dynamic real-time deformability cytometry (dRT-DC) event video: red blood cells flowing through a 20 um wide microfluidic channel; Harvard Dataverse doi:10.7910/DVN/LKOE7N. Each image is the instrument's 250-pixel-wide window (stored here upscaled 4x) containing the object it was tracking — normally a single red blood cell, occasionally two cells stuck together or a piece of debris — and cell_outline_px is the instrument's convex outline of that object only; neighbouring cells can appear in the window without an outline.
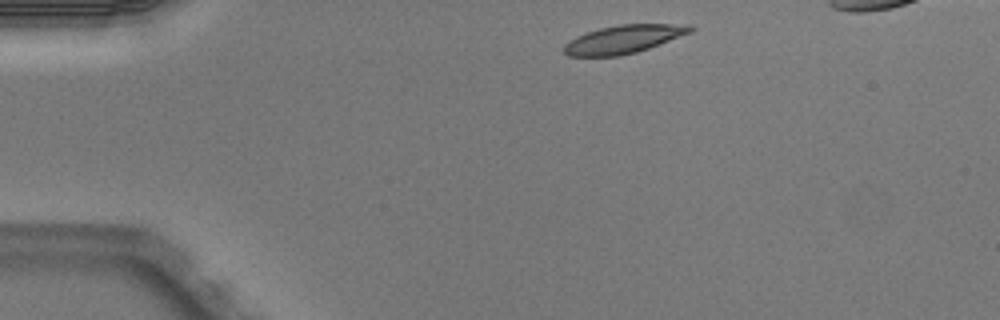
{"species": "Egyptian fruit bat (a non-hibernating species)", "species_latin": "Rousettus aegyptiacus", "temperature_condition": "warm", "stored_images_in_passage": 3, "camera_frame_rate_fps": 3000, "um_per_image_px": 0.085, "animal": {"sex": "male"}, "frame": {"image": 1, "passage_image": 1, "time_ms": 0.0, "image_size_px": [1000, 320], "cell_outline_px": [[696, 28], [692, 32], [648, 48], [636, 52], [620, 56], [568, 56], [564, 52], [564, 44], [576, 36], [600, 28], [620, 24], [692, 24]], "centroid_in_image_um": [53.04, 3.32], "position_along_channel_um": 32.0, "area_um2": 20.75}}